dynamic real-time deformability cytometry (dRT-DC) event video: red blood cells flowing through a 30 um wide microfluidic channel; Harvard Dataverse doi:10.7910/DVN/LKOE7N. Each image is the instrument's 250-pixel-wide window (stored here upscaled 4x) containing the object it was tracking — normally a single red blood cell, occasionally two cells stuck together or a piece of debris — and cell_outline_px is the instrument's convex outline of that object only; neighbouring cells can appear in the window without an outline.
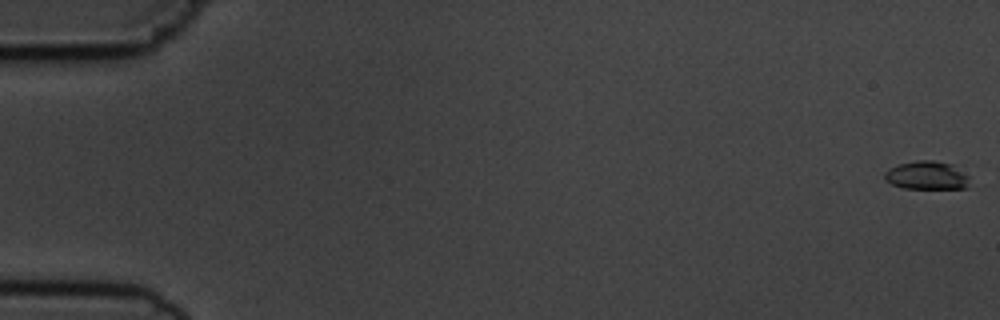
{"species": "common noctule bat (a hibernating species)", "species_latin": "Nyctalus noctula", "temperature_condition": "cold", "stored_images_in_passage": 10, "camera_frame_rate_fps": 3000, "um_per_image_px": 0.085, "animal": {"sex": "male", "body_mass_g": 19.5, "forearm_length_mm": 54.6}, "frame": {"image": 1, "passage_image": 1, "time_ms": 0.0, "image_size_px": [1000, 320], "cell_outline_px": [[968, 188], [904, 188], [892, 184], [884, 180], [884, 172], [888, 168], [900, 164], [916, 160], [932, 160], [956, 164], [968, 176]], "centroid_in_image_um": [78.78, 14.89], "position_along_channel_um": 6.2, "area_um2": 14.22}}
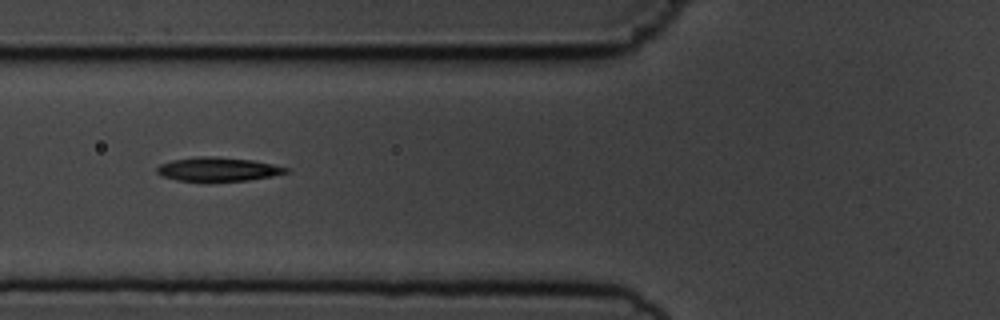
{"frame": {"image": 2, "passage_image": 7, "time_ms": 7.0, "image_size_px": [1000, 320], "cell_outline_px": [[292, 168], [288, 172], [272, 176], [248, 180], [176, 180], [160, 176], [156, 172], [156, 168], [160, 164], [172, 160], [196, 156], [212, 156], [252, 160]], "centroid_in_image_um": [18.52, 14.37], "position_along_channel_um": 107.3, "area_um2": 17.8}}
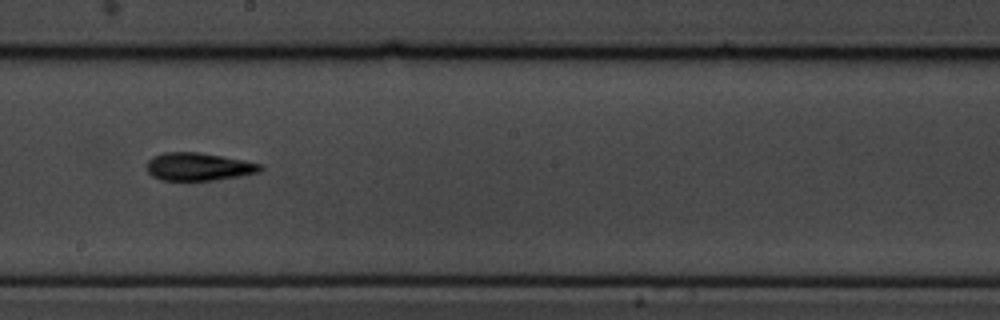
{"frame": {"image": 3, "passage_image": 10, "time_ms": 10.333, "image_size_px": [1000, 320], "cell_outline_px": [[264, 168], [260, 172], [240, 176], [216, 180], [160, 180], [152, 176], [148, 172], [148, 160], [152, 156], [164, 152], [200, 152], [244, 160], [264, 164]], "centroid_in_image_um": [16.92, 14.16], "position_along_channel_um": 231.3, "area_um2": 18.61}}